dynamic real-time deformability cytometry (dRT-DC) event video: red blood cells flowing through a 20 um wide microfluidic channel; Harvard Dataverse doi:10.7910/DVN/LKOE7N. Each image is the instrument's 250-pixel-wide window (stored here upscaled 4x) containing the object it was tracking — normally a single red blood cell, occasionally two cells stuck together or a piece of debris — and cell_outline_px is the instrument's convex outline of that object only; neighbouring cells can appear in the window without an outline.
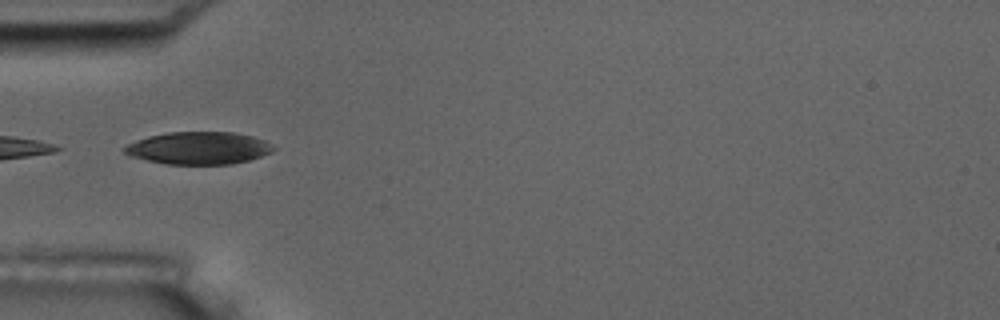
{"species": "common noctule bat (a hibernating species)", "species_latin": "Nyctalus noctula", "temperature_condition": "room temperature", "stored_images_in_passage": 2, "camera_frame_rate_fps": 3000, "um_per_image_px": 0.085, "animal": {"sex": "male", "body_mass_g": 17.5, "forearm_length_mm": 52.3}, "frame": {"image": 1, "passage_image": 2, "time_ms": 1.0, "image_size_px": [1000, 320], "cell_outline_px": [[276, 148], [272, 152], [248, 160], [232, 164], [168, 164], [148, 160], [132, 156], [124, 152], [120, 148], [136, 140], [148, 136], [168, 132], [232, 132], [252, 136], [264, 140]], "centroid_in_image_um": [16.87, 12.58], "position_along_channel_um": 68.1, "area_um2": 28.03}}